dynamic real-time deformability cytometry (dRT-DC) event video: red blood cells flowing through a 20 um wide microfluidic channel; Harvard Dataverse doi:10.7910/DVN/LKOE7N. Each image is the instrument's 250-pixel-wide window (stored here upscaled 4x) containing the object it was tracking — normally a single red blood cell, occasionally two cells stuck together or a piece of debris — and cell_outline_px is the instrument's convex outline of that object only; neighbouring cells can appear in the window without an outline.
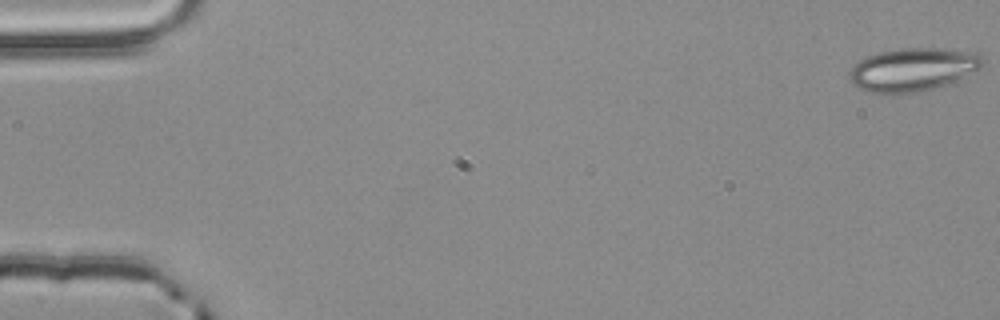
{"species": "common noctule bat (a hibernating species)", "species_latin": "Nyctalus noctula", "temperature_condition": "room temperature", "stored_images_in_passage": 54, "camera_frame_rate_fps": 3000, "um_per_image_px": 0.085, "animal": {"sex": "male", "body_mass_g": 20.4}, "frame": {"image": 1, "passage_image": 1, "time_ms": 0.0, "image_size_px": [1000, 320], "cell_outline_px": [[984, 64], [980, 68], [944, 84], [932, 88], [916, 92], [868, 92], [856, 88], [848, 80], [848, 72], [852, 64], [868, 56], [880, 52], [900, 48], [940, 48], [980, 52], [984, 56]], "centroid_in_image_um": [77.55, 5.88], "position_along_channel_um": 7.4, "area_um2": 33.41}}
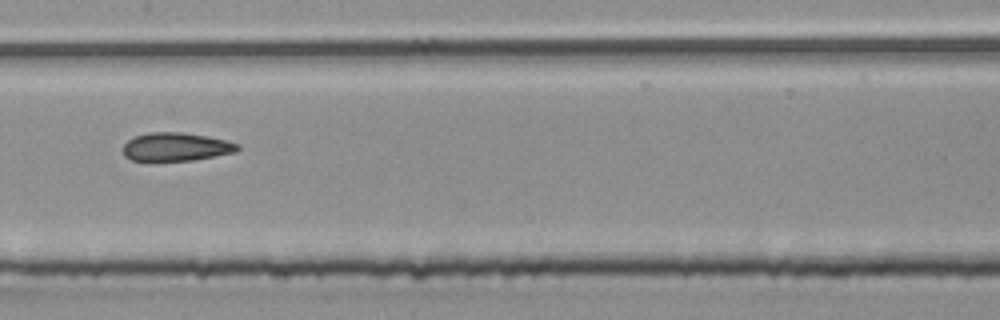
{"frame": {"image": 2, "passage_image": 28, "time_ms": 9.0, "image_size_px": [1000, 320], "cell_outline_px": [[240, 148], [236, 152], [192, 160], [152, 164], [132, 160], [124, 156], [124, 144], [128, 140], [136, 136], [148, 132], [180, 132], [208, 136], [240, 144]], "centroid_in_image_um": [14.91, 12.52], "position_along_channel_um": 192.5, "area_um2": 19.59}}
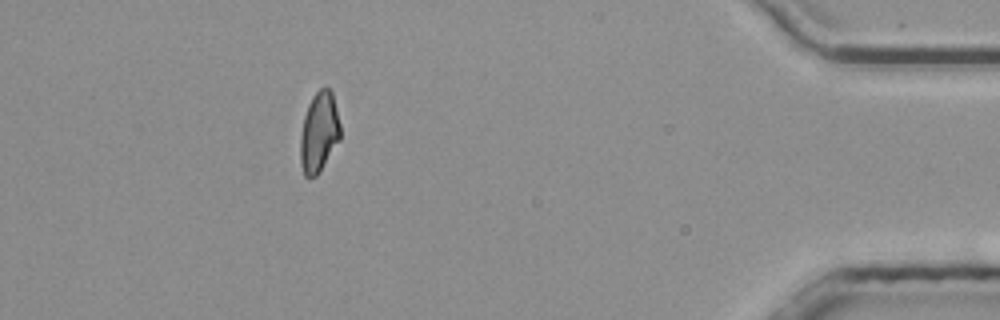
{"frame": {"image": 3, "passage_image": 49, "time_ms": 16.0, "image_size_px": [1000, 320], "cell_outline_px": [[340, 140], [320, 172], [316, 176], [308, 180], [304, 176], [300, 160], [300, 136], [304, 116], [308, 104], [312, 96], [320, 88], [328, 88], [332, 92], [340, 124]], "centroid_in_image_um": [27.11, 11.28], "position_along_channel_um": 408.1, "area_um2": 18.9}, "authors_computed_cell_mechanics": {"area_um2": 19.5942, "velocity_mm_per_s": 3.8869, "shape_relaxation_time_tau1_ms": null, "shape_relaxation_time_tau2_ms": 2.1612, "deformation_change_tau1": null, "deformation_change_tau2": 0.1065}}